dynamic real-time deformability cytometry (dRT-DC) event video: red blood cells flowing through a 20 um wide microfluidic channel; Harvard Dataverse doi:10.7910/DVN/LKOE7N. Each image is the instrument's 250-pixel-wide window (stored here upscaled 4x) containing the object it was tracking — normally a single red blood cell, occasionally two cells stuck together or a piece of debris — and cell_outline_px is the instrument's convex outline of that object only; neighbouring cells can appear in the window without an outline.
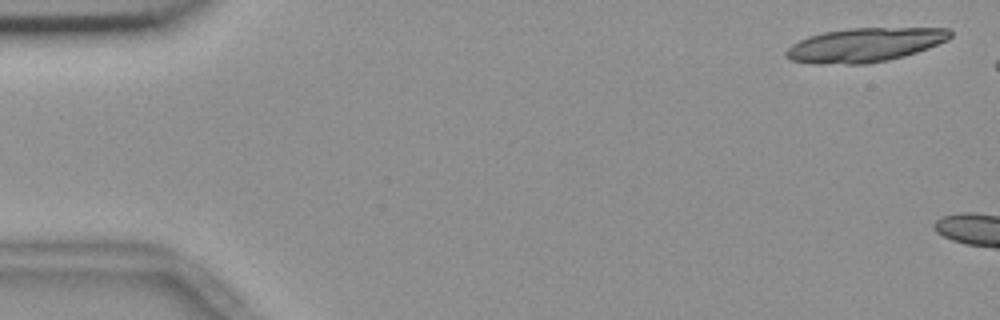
{"species": "common noctule bat (a hibernating species)", "species_latin": "Nyctalus noctula", "temperature_condition": "room temperature", "stored_images_in_passage": 2, "camera_frame_rate_fps": 3000, "um_per_image_px": 0.085, "animal": {"sex": "female", "body_mass_g": 18.4}, "frame": {"image": 1, "passage_image": 1, "time_ms": 0.0, "image_size_px": [1000, 320], "cell_outline_px": [[952, 36], [948, 40], [928, 48], [904, 56], [888, 60], [864, 64], [812, 64], [792, 60], [784, 56], [784, 52], [792, 44], [808, 36], [824, 32], [852, 28], [948, 28], [952, 32]], "centroid_in_image_um": [73.49, 3.82], "position_along_channel_um": 11.5, "area_um2": 32.6}}